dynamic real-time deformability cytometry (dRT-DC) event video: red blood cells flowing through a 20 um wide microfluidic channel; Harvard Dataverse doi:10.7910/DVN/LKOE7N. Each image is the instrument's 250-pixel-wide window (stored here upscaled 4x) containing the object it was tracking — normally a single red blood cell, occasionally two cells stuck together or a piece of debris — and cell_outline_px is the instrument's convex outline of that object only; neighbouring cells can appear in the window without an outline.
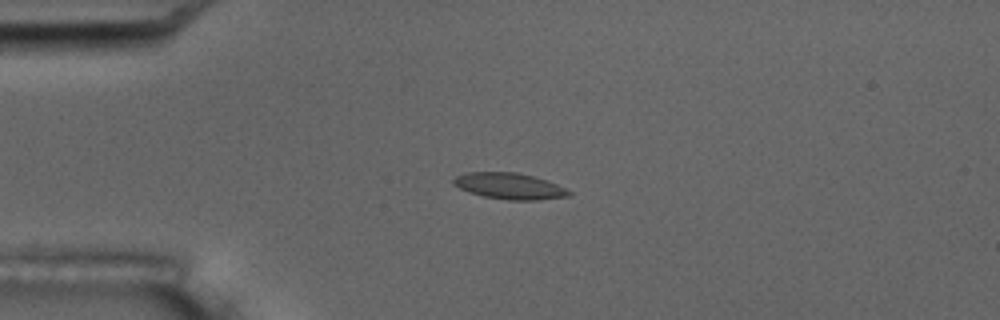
{"species": "common noctule bat (a hibernating species)", "species_latin": "Nyctalus noctula", "temperature_condition": "room temperature", "stored_images_in_passage": 5, "camera_frame_rate_fps": 3000, "um_per_image_px": 0.085, "animal": {"sex": "male", "body_mass_g": 17.5, "forearm_length_mm": 52.3}, "frame": {"image": 1, "passage_image": 4, "time_ms": 4.667, "image_size_px": [1000, 320], "cell_outline_px": [[572, 196], [536, 200], [508, 200], [484, 196], [468, 192], [452, 184], [452, 180], [456, 176], [464, 172], [516, 172], [532, 176], [556, 184], [572, 192]], "centroid_in_image_um": [43.27, 15.82], "position_along_channel_um": 41.7, "area_um2": 17.57}}